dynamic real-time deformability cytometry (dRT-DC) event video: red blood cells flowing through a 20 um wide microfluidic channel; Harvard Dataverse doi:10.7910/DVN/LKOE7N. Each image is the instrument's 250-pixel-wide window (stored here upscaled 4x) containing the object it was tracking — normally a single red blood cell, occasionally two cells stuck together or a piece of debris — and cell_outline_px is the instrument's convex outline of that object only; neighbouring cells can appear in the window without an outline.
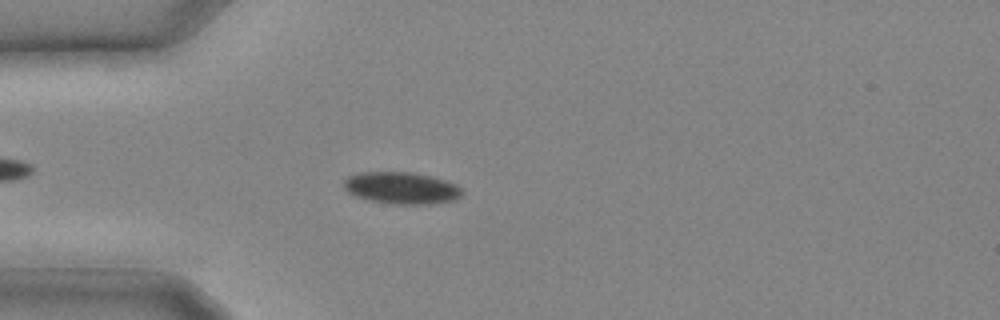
{"species": "common noctule bat (a hibernating species)", "species_latin": "Nyctalus noctula", "temperature_condition": "cold", "stored_images_in_passage": 23, "camera_frame_rate_fps": 3000, "um_per_image_px": 0.085, "animal": {"sex": "male", "body_mass_g": 20.4}, "frame": {"image": 1, "passage_image": 4, "time_ms": 1.0, "image_size_px": [1000, 320], "cell_outline_px": [[464, 192], [456, 200], [428, 204], [396, 204], [372, 200], [356, 196], [348, 192], [344, 188], [344, 180], [348, 176], [360, 172], [412, 172], [444, 180], [456, 184]], "centroid_in_image_um": [34.13, 15.97], "position_along_channel_um": 50.9, "area_um2": 21.79}}
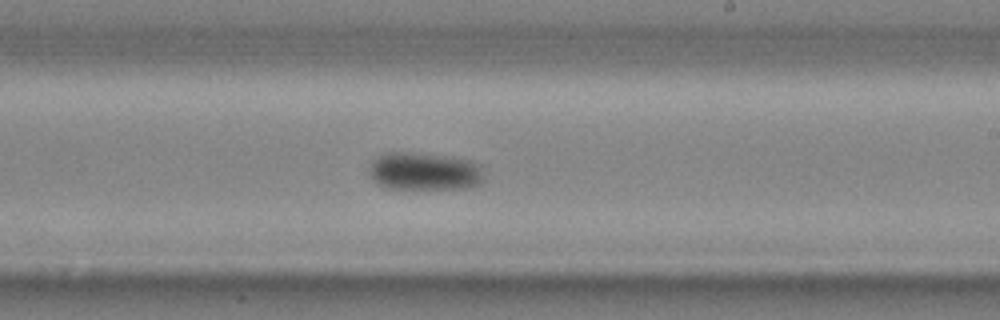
{"frame": {"image": 2, "passage_image": 13, "time_ms": 4.0, "image_size_px": [1000, 320], "cell_outline_px": [[484, 180], [480, 184], [468, 188], [384, 188], [372, 180], [368, 172], [368, 164], [376, 156], [384, 152], [412, 152], [448, 156], [472, 160], [480, 164]], "centroid_in_image_um": [36.03, 14.55], "position_along_channel_um": 253.0, "area_um2": 25.84}}
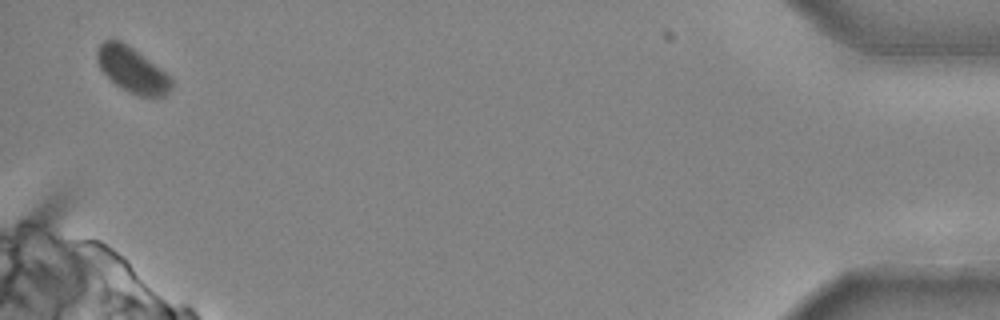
{"frame": {"image": 3, "passage_image": 23, "time_ms": 7.333, "image_size_px": [1000, 320], "cell_outline_px": [[172, 88], [164, 96], [140, 96], [128, 92], [120, 88], [100, 68], [96, 60], [96, 48], [104, 40], [120, 40], [132, 48], [172, 76]], "centroid_in_image_um": [11.24, 5.94], "position_along_channel_um": 424.0, "area_um2": 19.54}}